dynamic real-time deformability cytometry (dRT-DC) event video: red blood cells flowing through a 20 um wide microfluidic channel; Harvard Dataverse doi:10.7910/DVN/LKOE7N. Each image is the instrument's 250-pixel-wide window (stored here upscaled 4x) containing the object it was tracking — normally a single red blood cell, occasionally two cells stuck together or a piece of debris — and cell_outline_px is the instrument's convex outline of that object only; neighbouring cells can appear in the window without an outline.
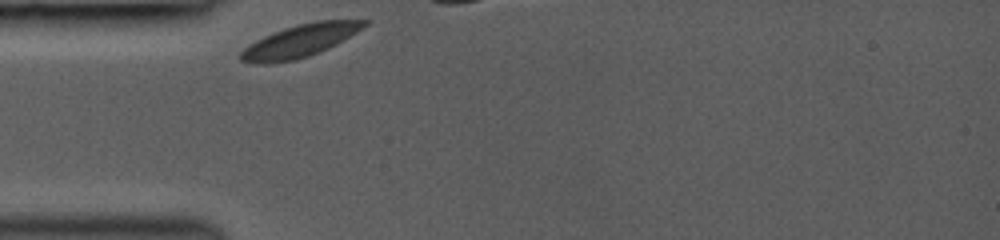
{"species": "common noctule bat (a hibernating species)", "species_latin": "Nyctalus noctula", "temperature_condition": "room temperature", "stored_images_in_passage": 7, "camera_frame_rate_fps": 3000, "um_per_image_px": 0.085, "animal": {"sex": "female", "body_mass_g": 19.0, "forearm_length_mm": 53.3}, "frame": {"image": 1, "passage_image": 1, "time_ms": 0.0, "image_size_px": [1000, 240], "cell_outline_px": [[368, 24], [356, 32], [328, 48], [320, 52], [296, 60], [268, 64], [264, 64], [240, 60], [236, 56], [248, 44], [272, 32], [284, 28], [316, 20], [368, 20]], "centroid_in_image_um": [25.44, 3.48], "position_along_channel_um": 59.6, "area_um2": 23.35}}
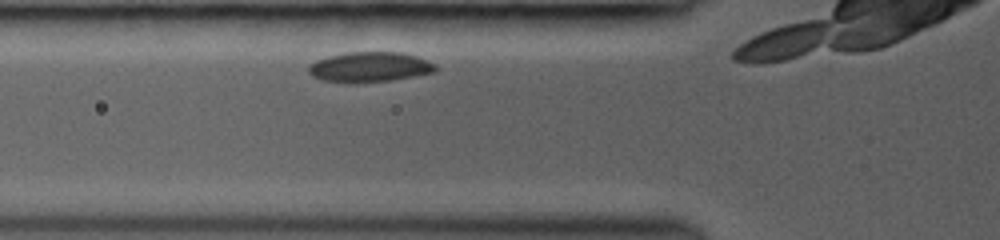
{"frame": {"image": 2, "passage_image": 4, "time_ms": 1.0, "image_size_px": [1000, 240], "cell_outline_px": [[436, 72], [388, 80], [320, 80], [312, 76], [308, 72], [308, 68], [316, 60], [328, 56], [348, 52], [404, 52], [416, 56], [436, 64]], "centroid_in_image_um": [31.46, 5.65], "position_along_channel_um": 94.3, "area_um2": 21.39}}